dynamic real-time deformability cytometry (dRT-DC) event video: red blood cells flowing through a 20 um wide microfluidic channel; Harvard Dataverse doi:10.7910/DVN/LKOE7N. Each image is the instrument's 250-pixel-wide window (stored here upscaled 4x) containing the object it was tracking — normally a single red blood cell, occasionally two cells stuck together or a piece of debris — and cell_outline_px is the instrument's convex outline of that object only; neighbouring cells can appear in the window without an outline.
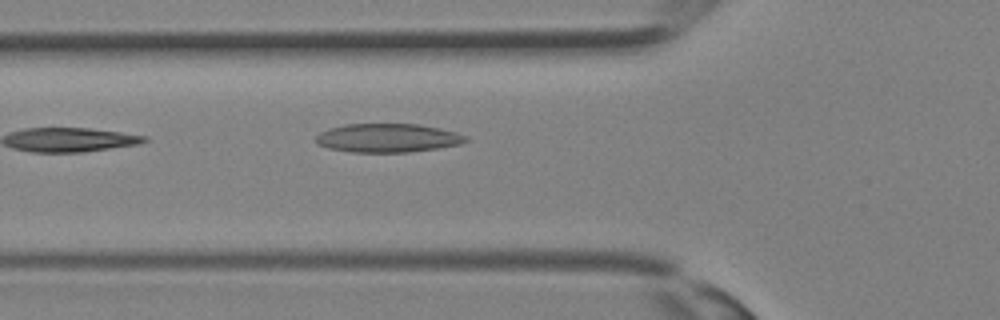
{"species": "Egyptian fruit bat (a non-hibernating species)", "species_latin": "Rousettus aegyptiacus", "temperature_condition": "room temperature", "stored_images_in_passage": 33, "camera_frame_rate_fps": 3000, "um_per_image_px": 0.085, "animal": {"sex": "female"}, "frame": {"image": 1, "passage_image": 12, "time_ms": 3.667, "image_size_px": [1000, 320], "cell_outline_px": [[472, 140], [460, 144], [436, 148], [408, 152], [352, 152], [328, 148], [316, 144], [316, 136], [320, 132], [328, 128], [344, 124], [416, 124], [440, 128], [456, 132], [468, 136]], "centroid_in_image_um": [32.96, 11.72], "position_along_channel_um": 92.8, "area_um2": 25.2}}
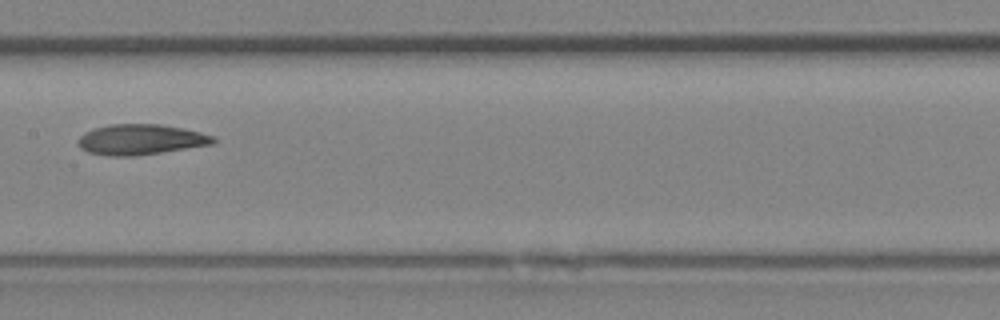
{"frame": {"image": 2, "passage_image": 17, "time_ms": 5.333, "image_size_px": [1000, 320], "cell_outline_px": [[216, 140], [212, 144], [160, 152], [132, 156], [108, 156], [88, 152], [80, 148], [80, 136], [84, 132], [96, 128], [112, 124], [160, 124], [184, 128], [216, 136]], "centroid_in_image_um": [11.98, 11.85], "position_along_channel_um": 195.4, "area_um2": 23.76}}
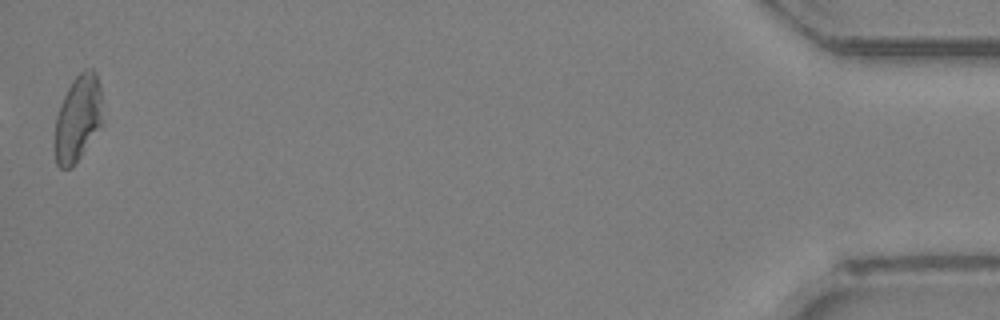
{"frame": {"image": 3, "passage_image": 33, "time_ms": 10.667, "image_size_px": [1000, 320], "cell_outline_px": [[104, 120], [72, 168], [60, 168], [56, 164], [56, 116], [64, 96], [72, 80], [84, 68], [92, 68], [96, 72], [100, 84]], "centroid_in_image_um": [6.66, 10.0], "position_along_channel_um": 428.5, "area_um2": 23.87}}